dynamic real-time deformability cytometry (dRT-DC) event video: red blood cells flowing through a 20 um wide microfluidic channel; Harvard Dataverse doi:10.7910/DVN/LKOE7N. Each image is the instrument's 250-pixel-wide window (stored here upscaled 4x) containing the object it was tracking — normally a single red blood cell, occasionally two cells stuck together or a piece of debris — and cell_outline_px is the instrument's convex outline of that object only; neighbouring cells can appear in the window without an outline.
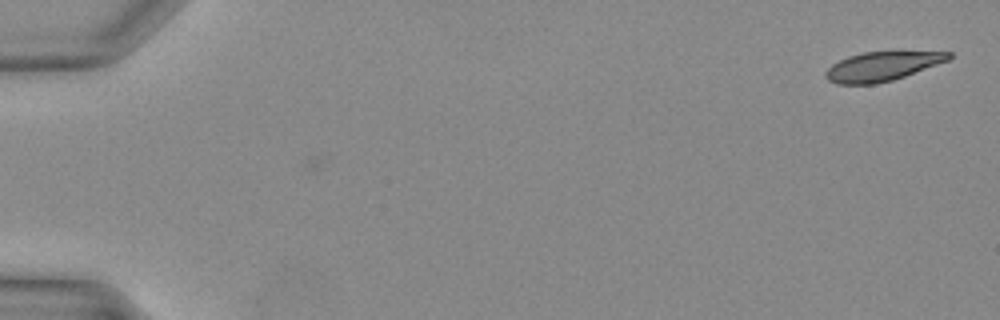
{"species": "Egyptian fruit bat (a non-hibernating species)", "species_latin": "Rousettus aegyptiacus", "temperature_condition": "warm", "stored_images_in_passage": 3, "camera_frame_rate_fps": 3000, "um_per_image_px": 0.085, "animal": {"sex": "female"}, "frame": {"image": 1, "passage_image": 3, "time_ms": 0.667, "image_size_px": [1000, 320], "cell_outline_px": [[952, 56], [948, 60], [904, 76], [892, 80], [876, 84], [836, 84], [828, 80], [824, 76], [824, 72], [832, 64], [848, 56], [864, 52], [952, 52]], "centroid_in_image_um": [74.92, 5.65], "position_along_channel_um": 10.1, "area_um2": 20.63}}